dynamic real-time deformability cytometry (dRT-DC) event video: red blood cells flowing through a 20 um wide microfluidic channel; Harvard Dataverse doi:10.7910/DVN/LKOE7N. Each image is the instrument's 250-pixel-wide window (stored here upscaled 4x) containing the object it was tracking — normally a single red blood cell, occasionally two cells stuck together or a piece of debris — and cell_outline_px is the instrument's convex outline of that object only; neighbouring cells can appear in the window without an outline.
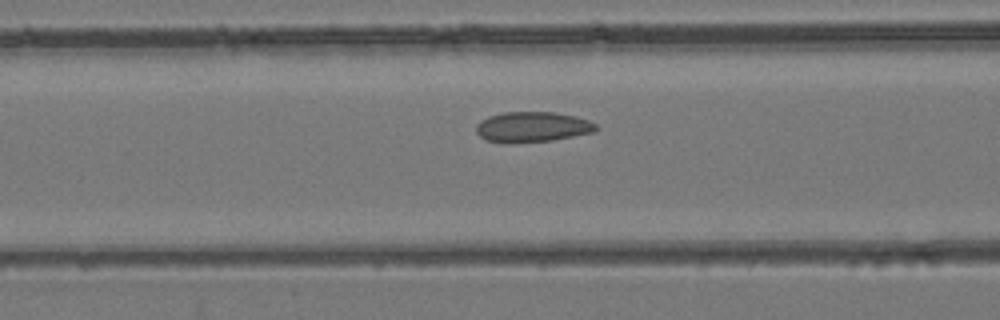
{"species": "common noctule bat (a hibernating species)", "species_latin": "Nyctalus noctula", "temperature_condition": "room temperature", "stored_images_in_passage": 44, "camera_frame_rate_fps": 3000, "um_per_image_px": 0.085, "animal": {"sex": "female", "body_mass_g": 24.6, "forearm_length_mm": 56.2}, "frame": {"image": 1, "passage_image": 15, "time_ms": 4.667, "image_size_px": [1000, 320], "cell_outline_px": [[596, 128], [592, 132], [552, 140], [488, 140], [480, 136], [476, 132], [476, 124], [480, 120], [488, 116], [504, 112], [556, 112], [576, 116], [588, 120], [596, 124]], "centroid_in_image_um": [45.26, 10.73], "position_along_channel_um": 121.3, "area_um2": 20.29}}
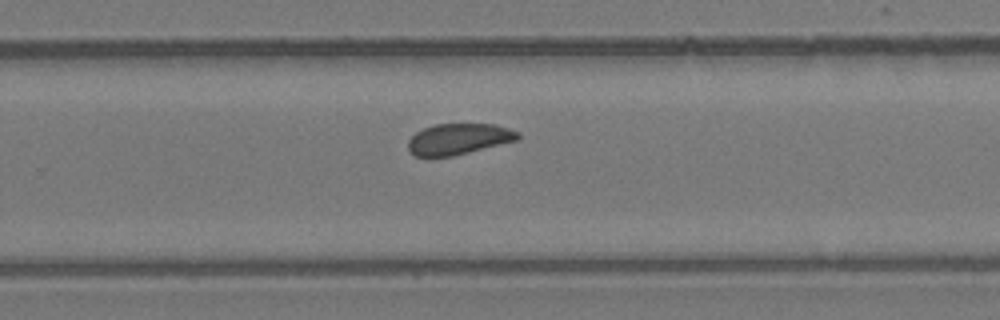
{"frame": {"image": 2, "passage_image": 27, "time_ms": 8.667, "image_size_px": [1000, 320], "cell_outline_px": [[520, 136], [516, 140], [452, 156], [416, 156], [408, 148], [408, 140], [416, 132], [424, 128], [436, 124], [492, 124], [508, 128], [520, 132]], "centroid_in_image_um": [38.98, 11.8], "position_along_channel_um": 290.8, "area_um2": 19.48}}
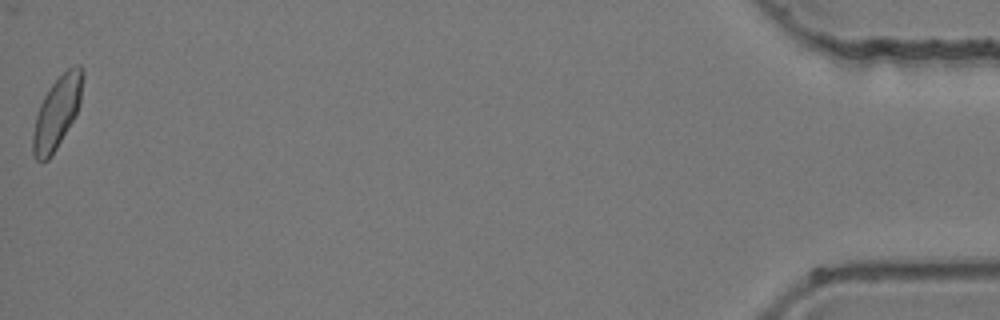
{"frame": {"image": 3, "passage_image": 44, "time_ms": 14.333, "image_size_px": [1000, 320], "cell_outline_px": [[84, 76], [80, 104], [76, 116], [52, 156], [48, 160], [36, 160], [32, 152], [32, 136], [36, 116], [40, 104], [44, 96], [52, 84], [68, 68], [76, 64], [80, 64], [84, 68]], "centroid_in_image_um": [4.87, 9.55], "position_along_channel_um": 430.3, "area_um2": 21.04}}